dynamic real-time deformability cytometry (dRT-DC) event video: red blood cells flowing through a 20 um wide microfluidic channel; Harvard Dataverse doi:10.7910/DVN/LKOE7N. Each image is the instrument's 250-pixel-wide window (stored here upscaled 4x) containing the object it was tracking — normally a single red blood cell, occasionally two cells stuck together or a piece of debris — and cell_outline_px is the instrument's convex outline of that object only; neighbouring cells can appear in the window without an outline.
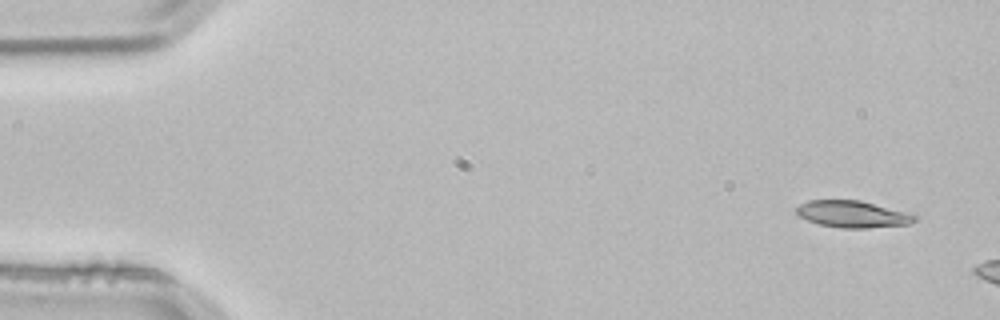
{"species": "common noctule bat (a hibernating species)", "species_latin": "Nyctalus noctula", "temperature_condition": "room temperature", "stored_images_in_passage": 5, "camera_frame_rate_fps": 3000, "um_per_image_px": 0.085, "animal": {"sex": "male", "body_mass_g": 21.5, "forearm_length_mm": 52.0}, "frame": {"image": 1, "passage_image": 1, "time_ms": 0.0, "image_size_px": [1000, 320], "cell_outline_px": [[920, 220], [908, 224], [864, 228], [840, 228], [820, 224], [808, 220], [800, 216], [796, 212], [796, 208], [800, 204], [808, 200], [860, 200], [904, 212], [916, 216]], "centroid_in_image_um": [72.46, 18.2], "position_along_channel_um": 12.5, "area_um2": 18.21}}
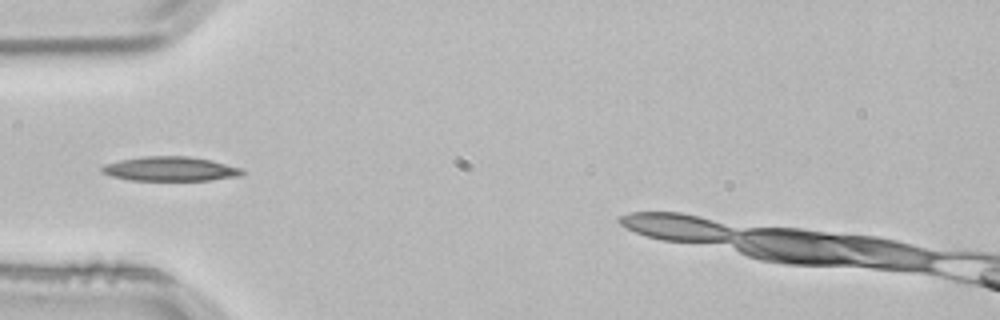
{"frame": {"image": 2, "passage_image": 4, "time_ms": 1.0, "image_size_px": [1000, 320], "cell_outline_px": [[244, 172], [240, 176], [208, 180], [128, 180], [112, 176], [100, 172], [100, 168], [104, 164], [120, 160], [140, 156], [188, 156], [212, 160], [244, 168]], "centroid_in_image_um": [14.47, 14.35], "position_along_channel_um": 70.5, "area_um2": 20.11}}